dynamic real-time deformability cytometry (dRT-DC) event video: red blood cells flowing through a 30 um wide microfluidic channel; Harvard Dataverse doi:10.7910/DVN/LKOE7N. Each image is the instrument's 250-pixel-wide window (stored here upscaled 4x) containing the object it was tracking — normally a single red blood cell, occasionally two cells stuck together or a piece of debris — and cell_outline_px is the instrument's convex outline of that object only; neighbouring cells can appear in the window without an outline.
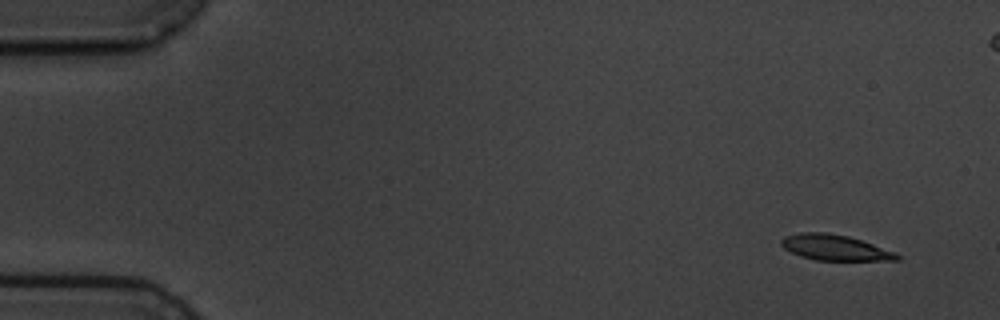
{"species": "common noctule bat (a hibernating species)", "species_latin": "Nyctalus noctula", "temperature_condition": "cold", "stored_images_in_passage": 6, "camera_frame_rate_fps": 3000, "um_per_image_px": 0.085, "animal": {"sex": "male", "body_mass_g": 19.5, "forearm_length_mm": 54.6}, "frame": {"image": 1, "passage_image": 1, "time_ms": 0.0, "image_size_px": [1000, 320], "cell_outline_px": [[900, 260], [816, 260], [800, 256], [784, 248], [780, 244], [780, 240], [784, 236], [800, 232], [824, 232], [848, 236], [896, 252], [900, 256]], "centroid_in_image_um": [70.94, 21.04], "position_along_channel_um": 14.1, "area_um2": 17.17}}